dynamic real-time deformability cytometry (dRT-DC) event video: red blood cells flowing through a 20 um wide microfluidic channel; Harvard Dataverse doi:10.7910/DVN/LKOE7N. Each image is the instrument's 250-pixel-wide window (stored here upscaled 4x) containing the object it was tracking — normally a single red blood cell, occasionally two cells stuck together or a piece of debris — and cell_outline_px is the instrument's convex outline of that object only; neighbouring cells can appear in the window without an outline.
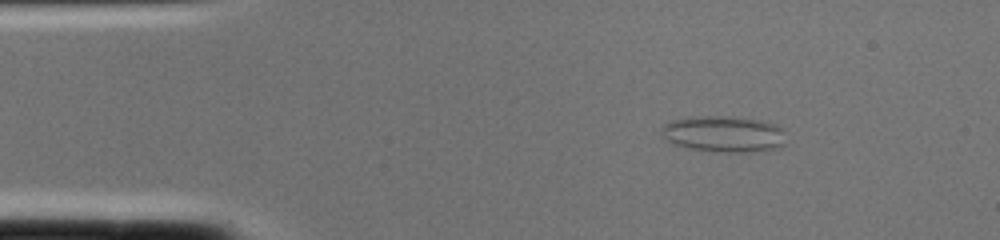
{"species": "common noctule bat (a hibernating species)", "species_latin": "Nyctalus noctula", "temperature_condition": "cold", "stored_images_in_passage": 1, "camera_frame_rate_fps": 3000, "um_per_image_px": 0.085, "animal": {"sex": "female", "body_mass_g": 22.0, "forearm_length_mm": 56.7}, "frame": {"image": 1, "passage_image": 1, "time_ms": 0.0, "image_size_px": [1000, 240], "cell_outline_px": [[784, 144], [776, 148], [756, 152], [724, 152], [688, 148], [676, 144], [668, 140], [660, 132], [664, 124], [672, 120], [692, 116], [732, 116], [760, 120], [776, 124], [780, 128]], "centroid_in_image_um": [61.5, 11.38], "position_along_channel_um": 23.5, "area_um2": 26.13}}